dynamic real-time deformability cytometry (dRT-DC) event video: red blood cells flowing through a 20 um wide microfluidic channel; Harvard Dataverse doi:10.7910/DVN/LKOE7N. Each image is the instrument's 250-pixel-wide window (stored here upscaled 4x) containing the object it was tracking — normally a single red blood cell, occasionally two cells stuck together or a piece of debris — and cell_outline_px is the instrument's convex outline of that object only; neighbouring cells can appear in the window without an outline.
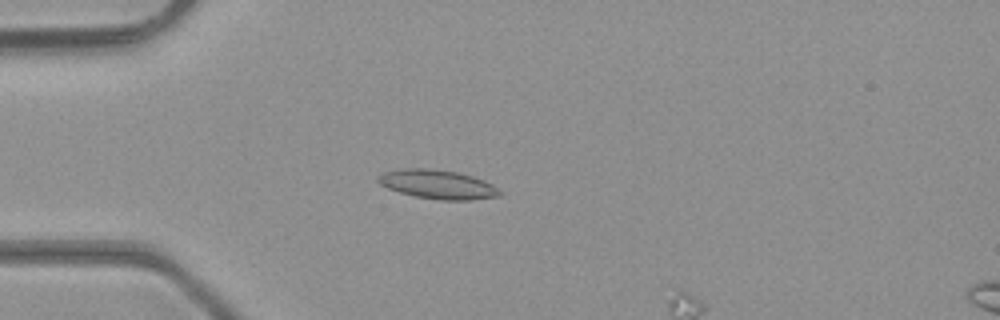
{"species": "common noctule bat (a hibernating species)", "species_latin": "Nyctalus noctula", "temperature_condition": "room temperature", "stored_images_in_passage": 5, "camera_frame_rate_fps": 3000, "um_per_image_px": 0.085, "animal": {"sex": "male", "body_mass_g": 23.1, "forearm_length_mm": 52.7}, "frame": {"image": 1, "passage_image": 4, "time_ms": 1.0, "image_size_px": [1000, 320], "cell_outline_px": [[504, 192], [500, 196], [472, 200], [440, 200], [416, 196], [400, 192], [388, 188], [380, 184], [376, 180], [376, 176], [380, 172], [400, 168], [432, 168], [456, 172], [472, 176], [484, 180], [492, 184]], "centroid_in_image_um": [37.19, 15.66], "position_along_channel_um": 47.8, "area_um2": 20.87}}